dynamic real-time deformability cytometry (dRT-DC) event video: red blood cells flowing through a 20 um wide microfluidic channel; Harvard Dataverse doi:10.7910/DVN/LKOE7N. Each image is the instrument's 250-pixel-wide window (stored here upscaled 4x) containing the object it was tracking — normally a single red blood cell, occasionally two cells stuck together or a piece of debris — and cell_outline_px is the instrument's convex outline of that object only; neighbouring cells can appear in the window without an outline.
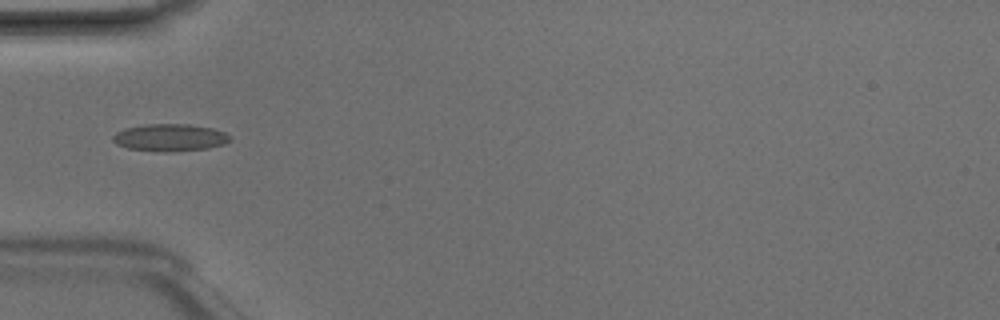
{"species": "Egyptian fruit bat (a non-hibernating species)", "species_latin": "Rousettus aegyptiacus", "temperature_condition": "room temperature", "stored_images_in_passage": 5, "camera_frame_rate_fps": 3000, "um_per_image_px": 0.085, "animal": {"sex": "male"}, "frame": {"image": 1, "passage_image": 4, "time_ms": 1.0, "image_size_px": [1000, 320], "cell_outline_px": [[232, 140], [224, 144], [208, 148], [164, 152], [128, 148], [116, 144], [112, 140], [112, 136], [116, 132], [124, 128], [144, 124], [188, 124], [212, 128], [224, 132], [232, 136]], "centroid_in_image_um": [14.45, 11.68], "position_along_channel_um": 70.6, "area_um2": 18.67}}